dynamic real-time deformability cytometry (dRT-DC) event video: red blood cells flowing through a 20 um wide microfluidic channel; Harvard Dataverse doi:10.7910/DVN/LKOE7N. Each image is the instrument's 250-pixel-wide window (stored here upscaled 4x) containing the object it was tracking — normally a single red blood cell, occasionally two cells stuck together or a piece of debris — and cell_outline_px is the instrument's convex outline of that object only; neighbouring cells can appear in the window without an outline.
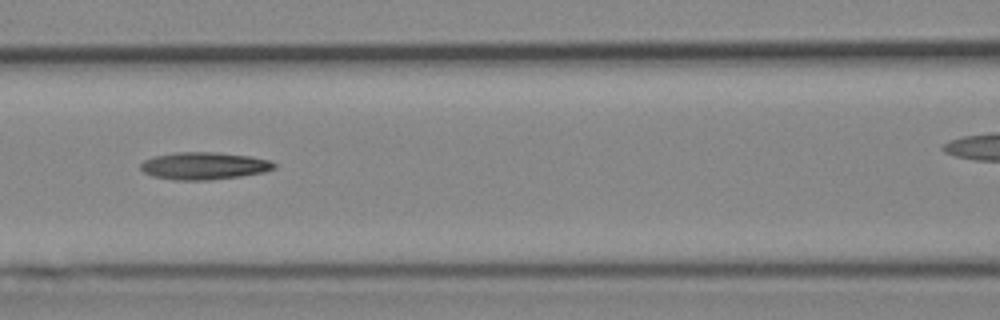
{"species": "Egyptian fruit bat (a non-hibernating species)", "species_latin": "Rousettus aegyptiacus", "temperature_condition": "cold", "stored_images_in_passage": 10, "camera_frame_rate_fps": 3000, "um_per_image_px": 0.085, "animal": {"sex": "female"}, "frame": {"image": 1, "passage_image": 7, "time_ms": 7.667, "image_size_px": [1000, 320], "cell_outline_px": [[276, 168], [264, 172], [240, 176], [208, 180], [176, 180], [152, 176], [144, 172], [140, 168], [140, 164], [144, 160], [156, 156], [176, 152], [216, 152], [248, 156], [272, 160], [276, 164]], "centroid_in_image_um": [17.36, 14.09], "position_along_channel_um": 149.2, "area_um2": 21.27}}
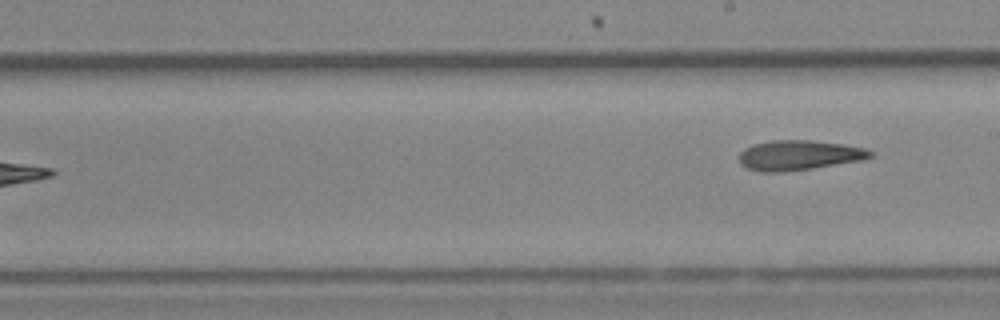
{"frame": {"image": 2, "passage_image": 10, "time_ms": 11.333, "image_size_px": [1000, 320], "cell_outline_px": [[872, 156], [860, 160], [812, 168], [780, 172], [760, 172], [748, 168], [740, 164], [740, 152], [744, 148], [752, 144], [772, 140], [808, 140], [844, 144], [864, 148], [872, 152]], "centroid_in_image_um": [67.86, 13.18], "position_along_channel_um": 221.1, "area_um2": 22.66}}